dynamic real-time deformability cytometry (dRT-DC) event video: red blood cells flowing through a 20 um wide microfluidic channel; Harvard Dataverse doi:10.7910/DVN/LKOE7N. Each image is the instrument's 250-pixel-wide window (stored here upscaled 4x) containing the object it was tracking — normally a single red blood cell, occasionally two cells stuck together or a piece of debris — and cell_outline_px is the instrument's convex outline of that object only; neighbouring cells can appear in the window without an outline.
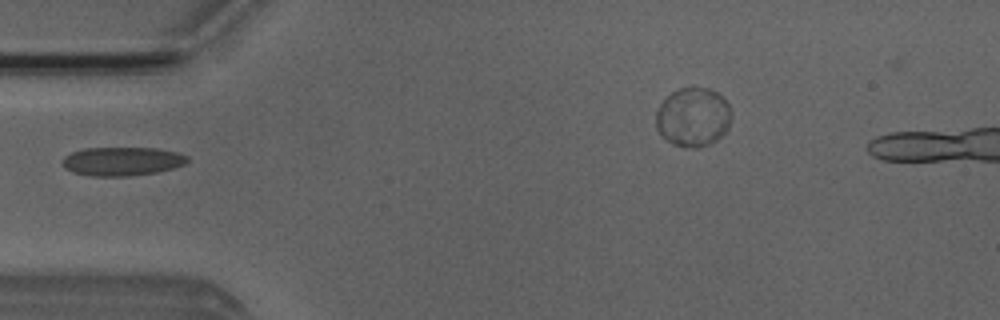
{"species": "Egyptian fruit bat (a non-hibernating species)", "species_latin": "Rousettus aegyptiacus", "temperature_condition": "room temperature", "stored_images_in_passage": 6, "camera_frame_rate_fps": 3000, "um_per_image_px": 0.085, "animal": {"sex": "male"}, "frame": {"image": 1, "passage_image": 5, "time_ms": 4.667, "image_size_px": [1000, 320], "cell_outline_px": [[188, 160], [184, 164], [172, 168], [156, 172], [128, 176], [92, 176], [72, 172], [64, 168], [64, 156], [72, 152], [84, 148], [156, 148], [176, 152], [188, 156]], "centroid_in_image_um": [10.37, 13.71], "position_along_channel_um": 74.6, "area_um2": 20.75}}